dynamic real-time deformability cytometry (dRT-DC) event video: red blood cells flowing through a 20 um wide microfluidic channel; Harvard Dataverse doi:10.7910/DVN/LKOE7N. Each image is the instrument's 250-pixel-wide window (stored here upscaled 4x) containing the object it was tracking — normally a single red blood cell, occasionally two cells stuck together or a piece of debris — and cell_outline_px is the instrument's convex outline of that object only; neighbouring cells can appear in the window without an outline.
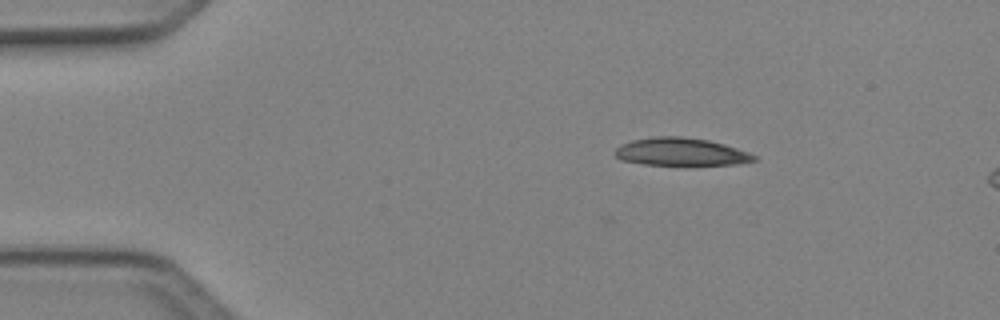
{"species": "Egyptian fruit bat (a non-hibernating species)", "species_latin": "Rousettus aegyptiacus", "temperature_condition": "cold", "stored_images_in_passage": 4, "camera_frame_rate_fps": 3000, "um_per_image_px": 0.085, "animal": {"sex": "female"}, "frame": {"image": 1, "passage_image": 2, "time_ms": 0.333, "image_size_px": [1000, 320], "cell_outline_px": [[756, 160], [740, 164], [684, 168], [644, 164], [620, 160], [612, 152], [616, 148], [632, 140], [656, 136], [680, 136], [708, 140], [724, 144], [748, 152], [756, 156]], "centroid_in_image_um": [57.9, 12.97], "position_along_channel_um": 27.1, "area_um2": 23.58}}
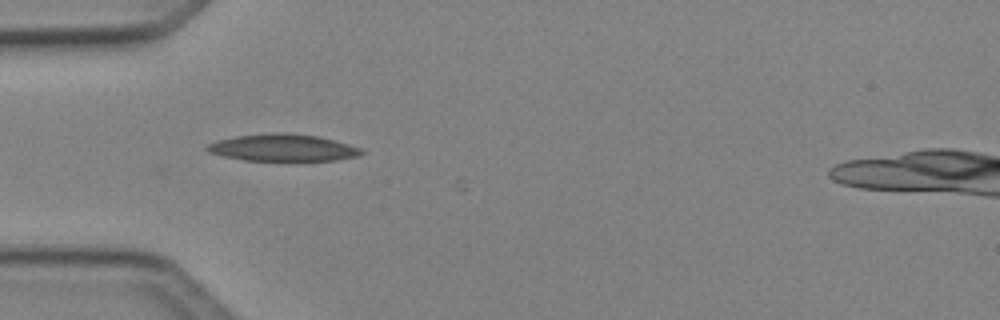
{"frame": {"image": 2, "passage_image": 4, "time_ms": 1.0, "image_size_px": [1000, 320], "cell_outline_px": [[364, 152], [360, 156], [336, 160], [288, 164], [244, 160], [224, 156], [208, 152], [204, 148], [208, 144], [216, 140], [236, 136], [272, 132], [284, 132], [320, 136], [348, 144], [360, 148]], "centroid_in_image_um": [24.06, 12.6], "position_along_channel_um": 60.9, "area_um2": 25.66}}